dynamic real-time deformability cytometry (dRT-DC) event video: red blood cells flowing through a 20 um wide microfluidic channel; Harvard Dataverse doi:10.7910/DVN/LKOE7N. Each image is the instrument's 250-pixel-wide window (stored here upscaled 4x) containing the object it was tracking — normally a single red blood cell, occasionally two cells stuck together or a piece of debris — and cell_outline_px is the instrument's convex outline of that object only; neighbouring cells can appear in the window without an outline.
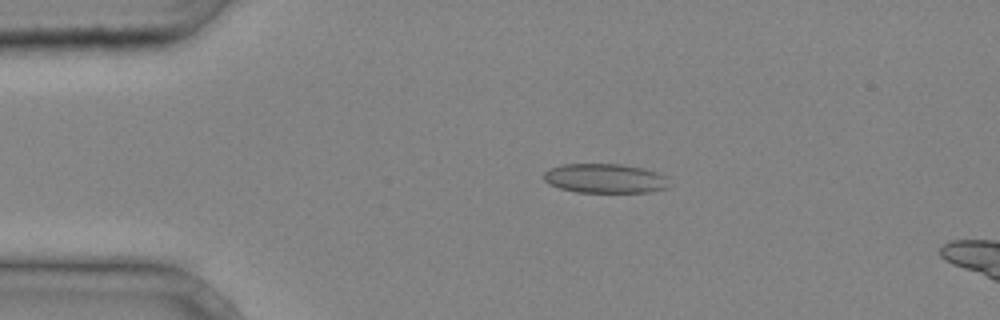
{"species": "common noctule bat (a hibernating species)", "species_latin": "Nyctalus noctula", "temperature_condition": "cold", "stored_images_in_passage": 3, "camera_frame_rate_fps": 3000, "um_per_image_px": 0.085, "animal": {"sex": "male", "body_mass_g": 20.4}, "frame": {"image": 1, "passage_image": 1, "time_ms": 0.0, "image_size_px": [1000, 320], "cell_outline_px": [[668, 188], [648, 192], [576, 192], [560, 188], [548, 184], [544, 180], [544, 172], [548, 168], [564, 164], [624, 164], [644, 168], [668, 176]], "centroid_in_image_um": [51.43, 15.16], "position_along_channel_um": 33.6, "area_um2": 21.68}}